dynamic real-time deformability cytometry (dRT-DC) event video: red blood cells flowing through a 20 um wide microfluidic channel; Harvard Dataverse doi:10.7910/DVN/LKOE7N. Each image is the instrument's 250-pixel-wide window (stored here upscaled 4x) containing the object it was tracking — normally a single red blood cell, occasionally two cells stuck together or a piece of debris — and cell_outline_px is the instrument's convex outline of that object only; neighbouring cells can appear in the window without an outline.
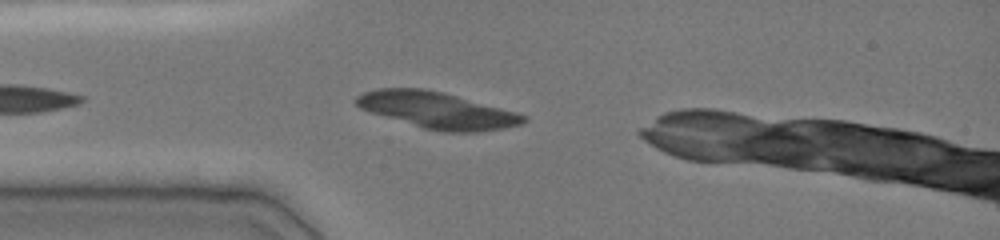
{"species": "common noctule bat (a hibernating species)", "species_latin": "Nyctalus noctula", "temperature_condition": "cold", "stored_images_in_passage": 12, "camera_frame_rate_fps": 3000, "um_per_image_px": 0.085, "animal": {"sex": "female", "body_mass_g": 19.0, "forearm_length_mm": 51.5}, "frame": {"image": 1, "passage_image": 4, "time_ms": 1.333, "image_size_px": [1000, 240], "cell_outline_px": [[528, 120], [520, 124], [504, 128], [476, 132], [444, 132], [424, 128], [368, 112], [360, 108], [352, 100], [356, 96], [364, 92], [380, 88], [420, 88], [444, 92], [516, 112], [528, 116]], "centroid_in_image_um": [37.14, 9.37], "position_along_channel_um": 47.9, "area_um2": 35.49}}